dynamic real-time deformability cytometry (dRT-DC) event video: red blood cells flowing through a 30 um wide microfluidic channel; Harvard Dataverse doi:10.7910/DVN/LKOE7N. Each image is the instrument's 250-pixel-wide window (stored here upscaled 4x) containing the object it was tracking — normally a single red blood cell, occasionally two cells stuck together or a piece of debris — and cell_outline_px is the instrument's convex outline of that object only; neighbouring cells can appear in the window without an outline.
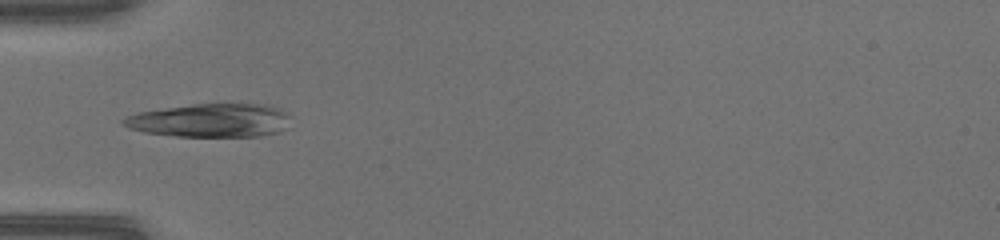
{"species": "common noctule bat (a hibernating species)", "species_latin": "Nyctalus noctula", "temperature_condition": "warm", "stored_images_in_passage": 33, "camera_frame_rate_fps": 3000, "um_per_image_px": 0.085, "animal": {"sex": "female", "body_mass_g": 17.0, "forearm_length_mm": 48.0}, "frame": {"image": 1, "passage_image": 1, "time_ms": 0.0, "image_size_px": [1000, 240], "cell_outline_px": [[288, 128], [280, 132], [260, 136], [176, 136], [144, 132], [128, 128], [120, 124], [120, 120], [136, 112], [192, 104], [264, 104], [280, 108], [288, 116]], "centroid_in_image_um": [17.86, 10.23], "position_along_channel_um": 67.1, "area_um2": 32.77}}
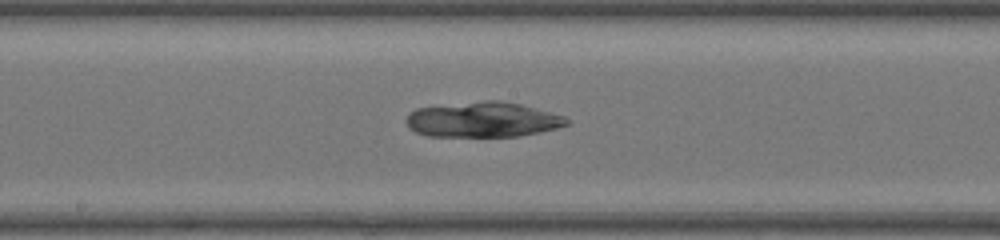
{"frame": {"image": 2, "passage_image": 11, "time_ms": 3.333, "image_size_px": [1000, 240], "cell_outline_px": [[568, 124], [556, 128], [540, 132], [520, 136], [428, 136], [416, 132], [408, 128], [404, 120], [408, 112], [416, 108], [484, 100], [500, 100], [520, 104], [564, 116], [568, 120]], "centroid_in_image_um": [40.98, 10.17], "position_along_channel_um": 207.2, "area_um2": 32.95}}
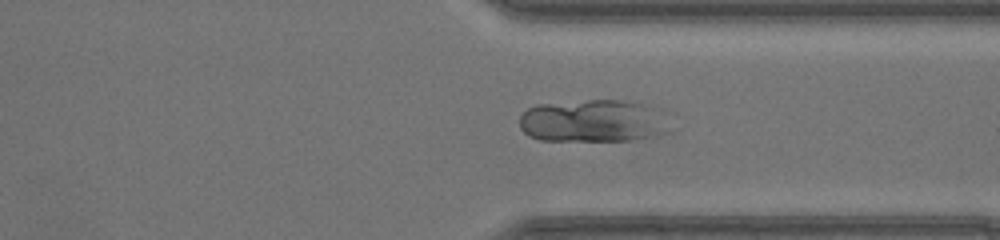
{"frame": {"image": 3, "passage_image": 22, "time_ms": 7.0, "image_size_px": [1000, 240], "cell_outline_px": [[672, 132], [656, 136], [632, 140], [540, 140], [528, 136], [520, 128], [520, 116], [528, 108], [536, 104], [588, 100], [620, 100], [644, 104], [652, 108]], "centroid_in_image_um": [50.33, 10.29], "position_along_channel_um": 361.1, "area_um2": 36.88}}